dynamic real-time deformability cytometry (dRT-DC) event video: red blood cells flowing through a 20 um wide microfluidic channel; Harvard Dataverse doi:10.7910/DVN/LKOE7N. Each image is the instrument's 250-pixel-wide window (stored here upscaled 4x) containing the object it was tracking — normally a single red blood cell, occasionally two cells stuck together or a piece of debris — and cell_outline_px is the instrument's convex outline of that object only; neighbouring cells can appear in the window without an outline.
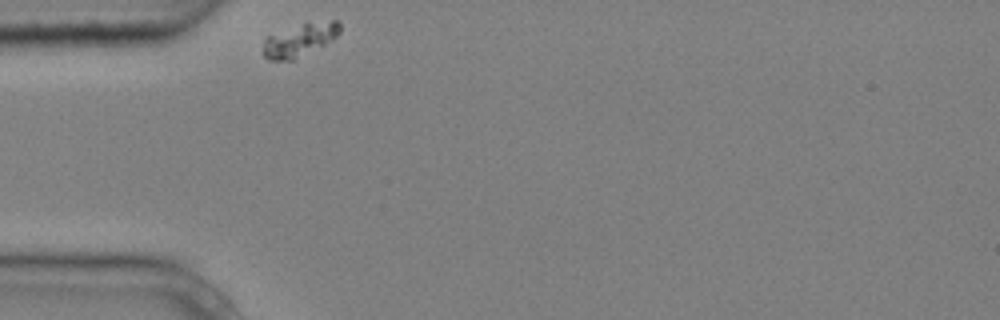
{"species": "common noctule bat (a hibernating species)", "species_latin": "Nyctalus noctula", "temperature_condition": "cold", "stored_images_in_passage": 2, "camera_frame_rate_fps": 3000, "um_per_image_px": 0.085, "animal": {"sex": "male", "body_mass_g": 20.4}, "frame": {"image": 1, "passage_image": 1, "time_ms": 0.0, "image_size_px": [1000, 320], "cell_outline_px": [[340, 32], [332, 40], [292, 60], [268, 60], [264, 56], [264, 40], [268, 36], [304, 24], [332, 20], [340, 20]], "centroid_in_image_um": [25.5, 3.4], "position_along_channel_um": 59.5, "area_um2": 14.1}}
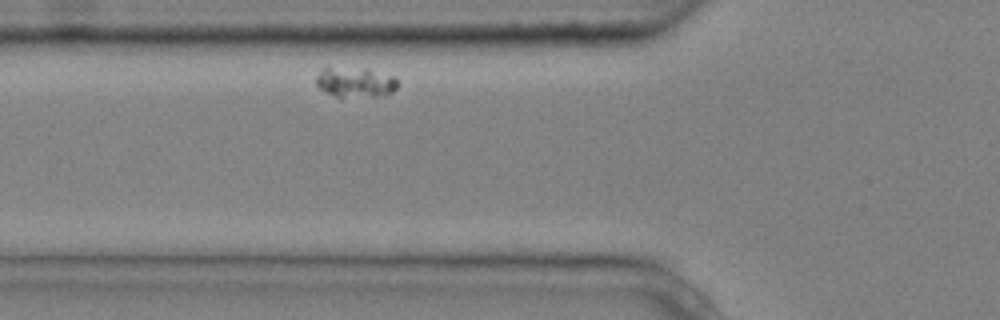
{"frame": {"image": 2, "passage_image": 2, "time_ms": 0.333, "image_size_px": [1000, 320], "cell_outline_px": [[396, 88], [392, 92], [376, 96], [336, 96], [320, 88], [316, 84], [316, 76], [324, 68], [368, 68], [396, 76]], "centroid_in_image_um": [30.23, 6.96], "position_along_channel_um": 95.6, "area_um2": 13.99}}